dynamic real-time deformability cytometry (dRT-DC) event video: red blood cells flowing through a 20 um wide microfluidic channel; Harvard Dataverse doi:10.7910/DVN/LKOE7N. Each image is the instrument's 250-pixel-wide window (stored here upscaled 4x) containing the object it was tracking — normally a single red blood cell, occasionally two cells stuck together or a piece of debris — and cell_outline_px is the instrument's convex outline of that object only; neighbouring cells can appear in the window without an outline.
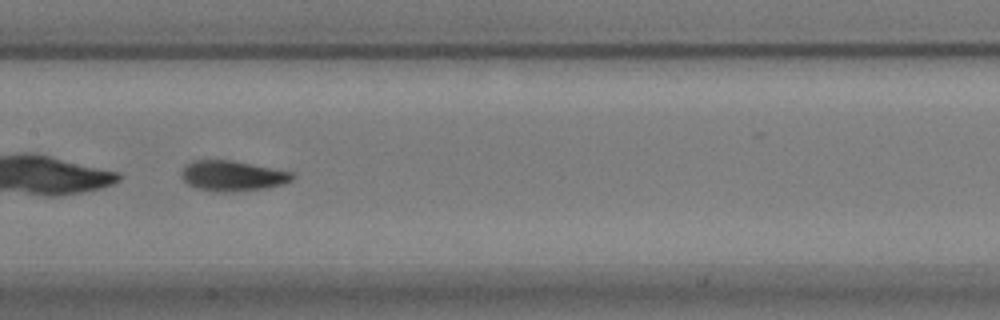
{"species": "common noctule bat (a hibernating species)", "species_latin": "Nyctalus noctula", "temperature_condition": "warm", "stored_images_in_passage": 55, "camera_frame_rate_fps": 3000, "um_per_image_px": 0.085, "animal": {"sex": "male", "body_mass_g": 17.9}, "frame": {"image": 1, "passage_image": 27, "time_ms": 8.667, "image_size_px": [1000, 320], "cell_outline_px": [[296, 176], [292, 180], [284, 184], [268, 188], [236, 192], [216, 192], [196, 188], [188, 184], [180, 176], [180, 172], [192, 160], [232, 160], [292, 172]], "centroid_in_image_um": [19.77, 14.96], "position_along_channel_um": 187.6, "area_um2": 19.83}}
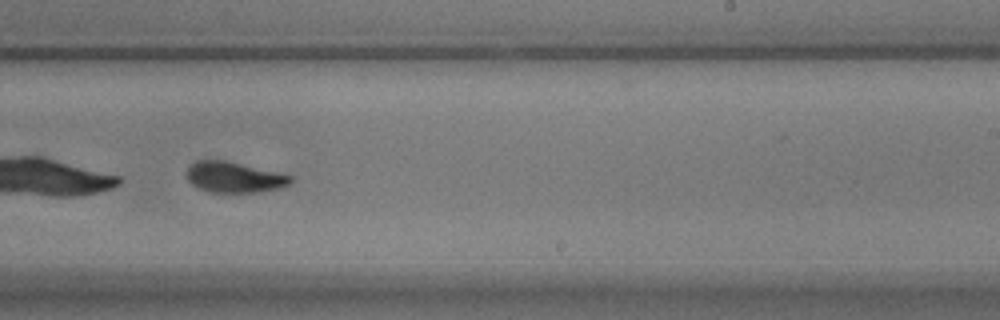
{"frame": {"image": 2, "passage_image": 34, "time_ms": 11.0, "image_size_px": [1000, 320], "cell_outline_px": [[292, 180], [284, 188], [260, 192], [212, 192], [200, 188], [192, 184], [188, 180], [188, 168], [196, 160], [224, 160], [280, 172], [292, 176]], "centroid_in_image_um": [19.96, 15.06], "position_along_channel_um": 269.0, "area_um2": 18.55}}
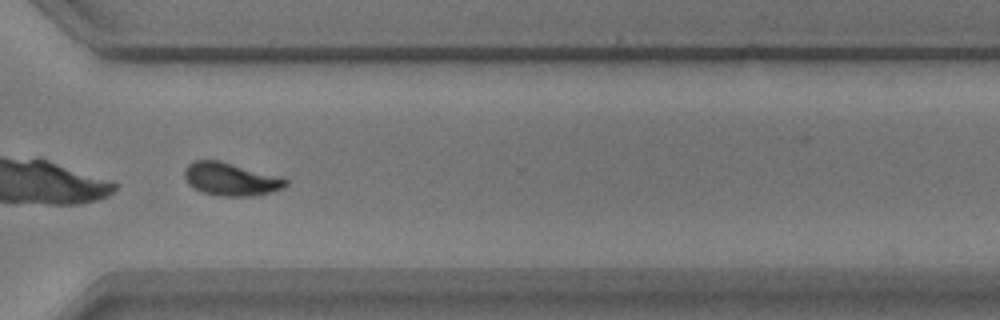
{"frame": {"image": 3, "passage_image": 41, "time_ms": 13.333, "image_size_px": [1000, 320], "cell_outline_px": [[288, 184], [284, 188], [252, 196], [220, 196], [200, 192], [188, 184], [184, 176], [184, 168], [188, 164], [196, 160], [220, 160], [284, 176], [288, 180]], "centroid_in_image_um": [19.64, 15.21], "position_along_channel_um": 351.0, "area_um2": 19.88}, "authors_computed_cell_mechanics": {"area_um2": 19.5364, "velocity_mm_per_s": 3.5038, "shape_relaxation_time_tau1_ms": 4.3128, "shape_relaxation_time_tau2_ms": 1.6827, "deformation_change_tau1": 0.1363, "deformation_change_tau2": 0.0582}}